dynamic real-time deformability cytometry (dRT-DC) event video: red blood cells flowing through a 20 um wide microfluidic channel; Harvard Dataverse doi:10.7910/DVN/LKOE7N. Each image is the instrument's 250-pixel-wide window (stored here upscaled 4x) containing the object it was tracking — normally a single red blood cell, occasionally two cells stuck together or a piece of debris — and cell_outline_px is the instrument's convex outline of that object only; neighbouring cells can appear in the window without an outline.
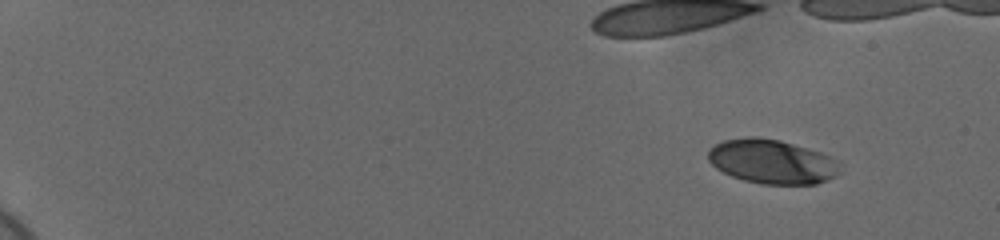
{"species": "human", "species_latin": "Homo sapiens", "temperature_condition": "cold", "stored_images_in_passage": 48, "camera_frame_rate_fps": 3000, "um_per_image_px": 0.085, "donor": {"sex": "female"}, "frame": {"image": 1, "passage_image": 1, "time_ms": 0.0, "image_size_px": [1000, 240], "cell_outline_px": [[840, 164], [836, 176], [828, 180], [816, 184], [764, 184], [744, 180], [732, 176], [716, 168], [708, 160], [708, 148], [724, 140], [748, 136], [756, 136], [780, 140], [820, 152], [840, 160]], "centroid_in_image_um": [65.62, 13.73], "position_along_channel_um": 19.4, "area_um2": 34.1}}
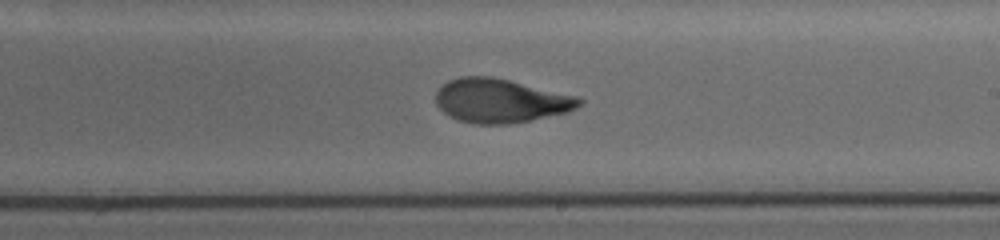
{"frame": {"image": 2, "passage_image": 33, "time_ms": 10.667, "image_size_px": [1000, 240], "cell_outline_px": [[584, 100], [576, 108], [568, 112], [532, 120], [508, 124], [472, 124], [456, 120], [448, 116], [436, 104], [436, 92], [440, 84], [448, 80], [460, 76], [492, 76], [576, 96]], "centroid_in_image_um": [42.49, 8.56], "position_along_channel_um": 246.5, "area_um2": 36.93}}
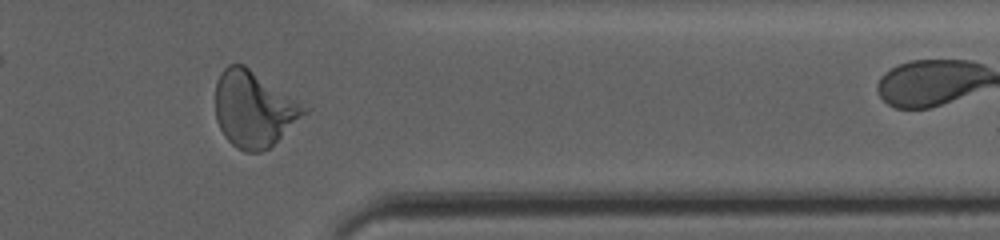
{"frame": {"image": 3, "passage_image": 45, "time_ms": 14.667, "image_size_px": [1000, 240], "cell_outline_px": [[312, 108], [308, 112], [268, 148], [260, 152], [244, 152], [236, 148], [224, 136], [216, 120], [216, 80], [220, 72], [228, 64], [244, 64]], "centroid_in_image_um": [21.59, 9.25], "position_along_channel_um": 389.8, "area_um2": 39.59}}